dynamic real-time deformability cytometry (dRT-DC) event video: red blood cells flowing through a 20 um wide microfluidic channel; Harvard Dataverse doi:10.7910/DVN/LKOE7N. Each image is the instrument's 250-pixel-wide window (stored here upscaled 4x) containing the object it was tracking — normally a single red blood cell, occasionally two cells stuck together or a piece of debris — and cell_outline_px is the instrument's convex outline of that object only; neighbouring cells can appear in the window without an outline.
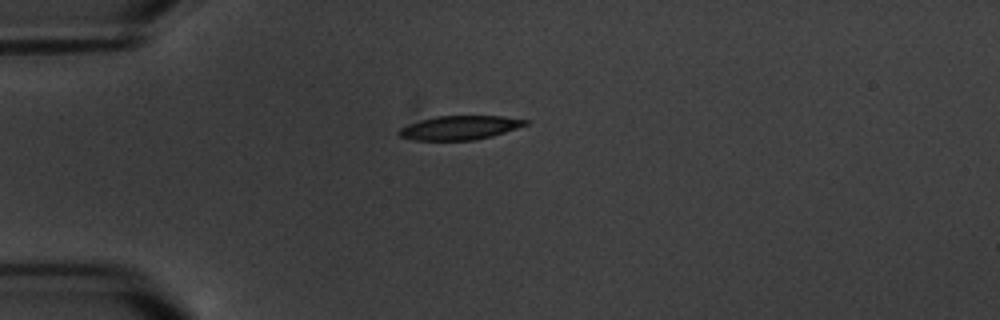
{"species": "common noctule bat (a hibernating species)", "species_latin": "Nyctalus noctula", "temperature_condition": "warm", "stored_images_in_passage": 2, "camera_frame_rate_fps": 3000, "um_per_image_px": 0.085, "animal": {"sex": "male", "body_mass_g": 20.1, "forearm_length_mm": 53.5}, "frame": {"image": 1, "passage_image": 2, "time_ms": 1.333, "image_size_px": [1000, 320], "cell_outline_px": [[528, 124], [492, 136], [476, 140], [412, 140], [400, 136], [396, 132], [400, 128], [408, 124], [420, 120], [436, 116], [504, 116], [528, 120]], "centroid_in_image_um": [39.05, 10.85], "position_along_channel_um": 45.9, "area_um2": 17.63}}